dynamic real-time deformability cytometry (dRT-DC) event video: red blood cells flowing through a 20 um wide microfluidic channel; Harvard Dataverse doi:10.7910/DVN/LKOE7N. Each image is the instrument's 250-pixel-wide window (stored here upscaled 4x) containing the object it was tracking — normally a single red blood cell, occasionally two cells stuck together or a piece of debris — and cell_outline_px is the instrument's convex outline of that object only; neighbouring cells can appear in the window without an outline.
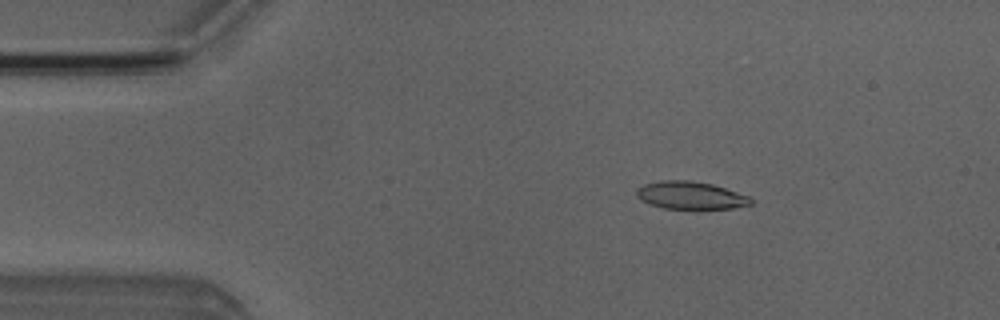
{"species": "Egyptian fruit bat (a non-hibernating species)", "species_latin": "Rousettus aegyptiacus", "temperature_condition": "room temperature", "stored_images_in_passage": 6, "camera_frame_rate_fps": 3000, "um_per_image_px": 0.085, "animal": {"sex": "male"}, "frame": {"image": 1, "passage_image": 3, "time_ms": 2.333, "image_size_px": [1000, 320], "cell_outline_px": [[752, 204], [732, 208], [664, 208], [648, 204], [640, 200], [636, 196], [636, 188], [644, 184], [664, 180], [692, 180], [712, 184], [748, 196], [752, 200]], "centroid_in_image_um": [58.64, 16.6], "position_along_channel_um": 26.4, "area_um2": 18.26}}